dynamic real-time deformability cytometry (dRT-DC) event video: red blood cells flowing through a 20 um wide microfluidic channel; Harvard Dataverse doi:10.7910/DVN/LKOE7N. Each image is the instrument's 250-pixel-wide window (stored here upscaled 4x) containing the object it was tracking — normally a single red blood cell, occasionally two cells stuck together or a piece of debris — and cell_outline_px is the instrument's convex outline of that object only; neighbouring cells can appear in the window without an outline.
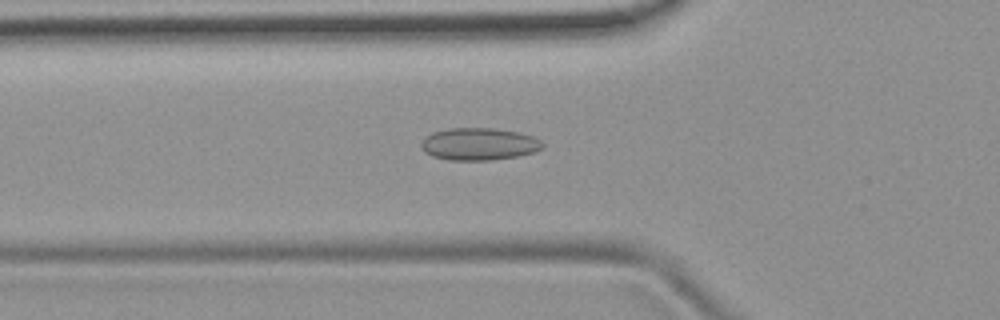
{"species": "common noctule bat (a hibernating species)", "species_latin": "Nyctalus noctula", "temperature_condition": "room temperature", "stored_images_in_passage": 52, "camera_frame_rate_fps": 3000, "um_per_image_px": 0.085, "animal": {"sex": "female", "body_mass_g": 19.9}, "frame": {"image": 1, "passage_image": 18, "time_ms": 5.667, "image_size_px": [1000, 320], "cell_outline_px": [[544, 148], [536, 152], [516, 156], [492, 160], [448, 160], [432, 156], [424, 152], [420, 148], [420, 144], [424, 136], [432, 132], [448, 128], [492, 128], [520, 132], [532, 136], [540, 140], [544, 144]], "centroid_in_image_um": [40.69, 12.24], "position_along_channel_um": 85.1, "area_um2": 23.18}}
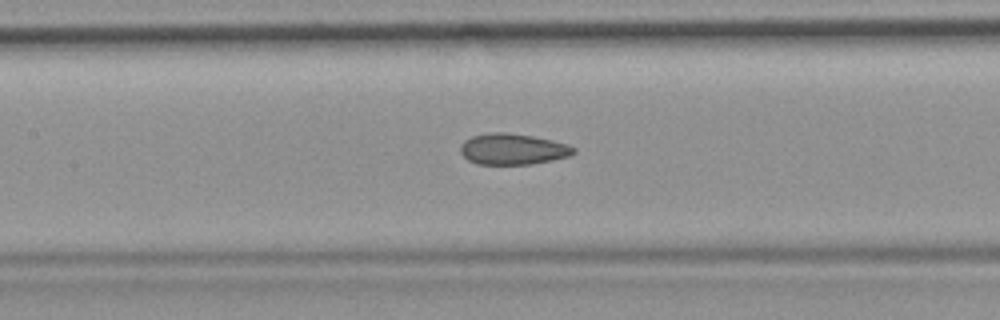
{"frame": {"image": 2, "passage_image": 24, "time_ms": 7.667, "image_size_px": [1000, 320], "cell_outline_px": [[576, 152], [568, 156], [552, 160], [532, 164], [476, 164], [468, 160], [460, 152], [460, 144], [464, 140], [472, 136], [488, 132], [508, 132], [532, 136], [552, 140], [568, 144], [576, 148]], "centroid_in_image_um": [43.57, 12.66], "position_along_channel_um": 163.8, "area_um2": 20.63}}
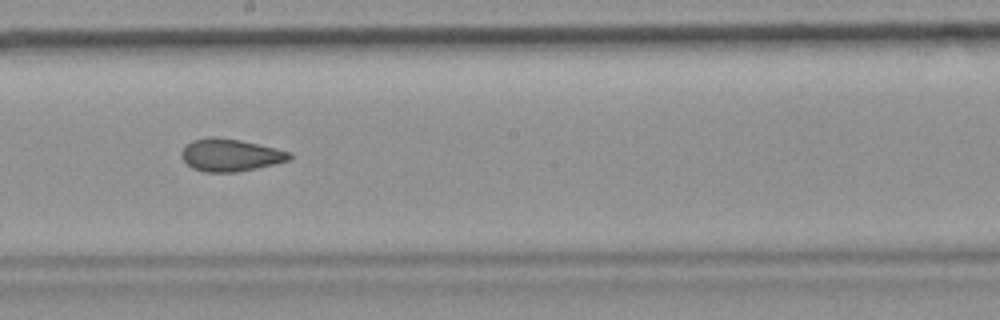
{"frame": {"image": 3, "passage_image": 29, "time_ms": 9.333, "image_size_px": [1000, 320], "cell_outline_px": [[292, 156], [288, 160], [256, 168], [236, 172], [204, 172], [192, 168], [180, 156], [180, 152], [192, 140], [208, 136], [216, 136], [240, 140], [292, 152]], "centroid_in_image_um": [19.54, 13.17], "position_along_channel_um": 228.7, "area_um2": 20.35}, "authors_computed_cell_mechanics": {"area_um2": 21.2415, "velocity_mm_per_s": 3.9081, "shape_relaxation_time_tau1_ms": null, "shape_relaxation_time_tau2_ms": 2.5235, "deformation_change_tau1": null, "deformation_change_tau2": 0.096}}